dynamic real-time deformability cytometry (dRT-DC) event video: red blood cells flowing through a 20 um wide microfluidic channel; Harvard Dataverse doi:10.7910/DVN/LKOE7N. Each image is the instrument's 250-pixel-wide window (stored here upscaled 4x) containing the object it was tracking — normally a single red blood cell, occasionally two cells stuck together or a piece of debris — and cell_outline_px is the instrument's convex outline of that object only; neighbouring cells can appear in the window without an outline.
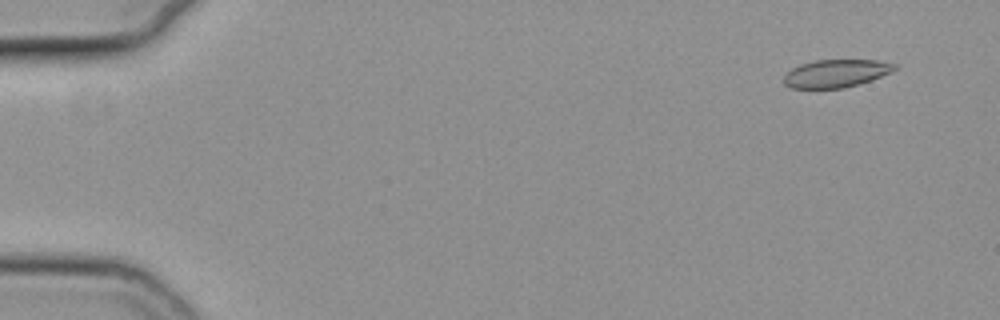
{"species": "common noctule bat (a hibernating species)", "species_latin": "Nyctalus noctula", "temperature_condition": "cold", "stored_images_in_passage": 55, "camera_frame_rate_fps": 3000, "um_per_image_px": 0.085, "animal": {"sex": "female", "body_mass_g": 19.3, "forearm_length_mm": 54.1}, "frame": {"image": 1, "passage_image": 4, "time_ms": 1.0, "image_size_px": [1000, 320], "cell_outline_px": [[896, 68], [892, 72], [872, 80], [844, 88], [792, 88], [784, 84], [784, 76], [792, 68], [800, 64], [816, 60], [876, 60], [896, 64]], "centroid_in_image_um": [71.07, 6.24], "position_along_channel_um": 13.9, "area_um2": 17.92}}
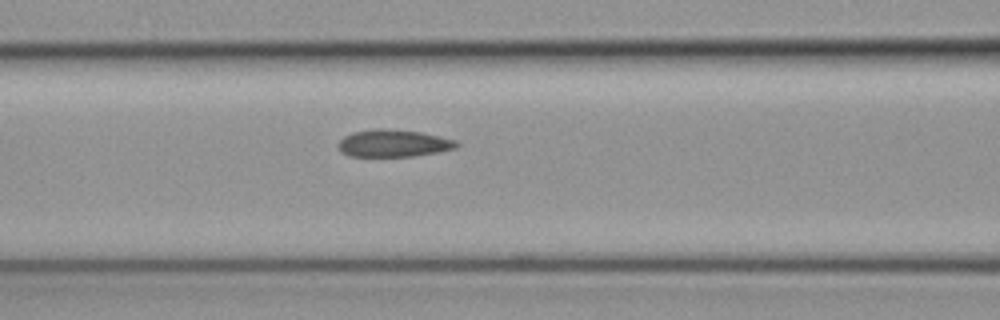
{"frame": {"image": 2, "passage_image": 24, "time_ms": 7.667, "image_size_px": [1000, 320], "cell_outline_px": [[460, 144], [456, 148], [436, 152], [412, 156], [348, 156], [340, 152], [336, 144], [344, 136], [352, 132], [380, 128], [384, 128], [420, 132], [456, 140]], "centroid_in_image_um": [33.39, 12.18], "position_along_channel_um": 133.2, "area_um2": 18.79}}
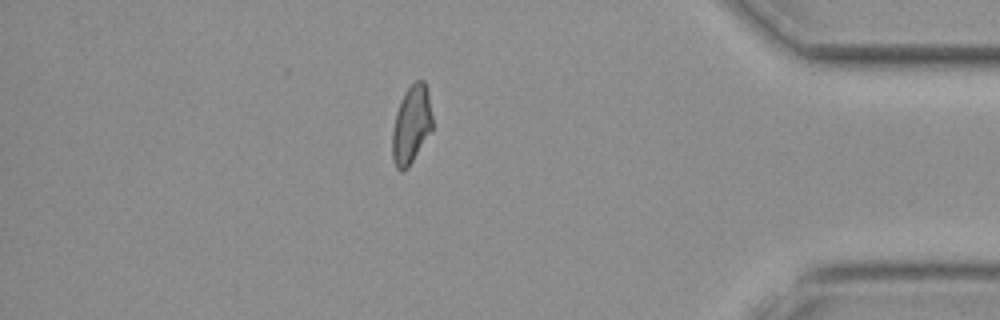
{"frame": {"image": 3, "passage_image": 48, "time_ms": 15.667, "image_size_px": [1000, 320], "cell_outline_px": [[432, 132], [408, 168], [400, 172], [396, 168], [392, 160], [392, 132], [396, 112], [400, 100], [404, 92], [416, 80], [424, 80], [428, 88], [432, 116]], "centroid_in_image_um": [34.97, 10.61], "position_along_channel_um": 400.2, "area_um2": 18.67}, "authors_computed_cell_mechanics": {"area_um2": 19.0162, "velocity_mm_per_s": 3.791, "shape_relaxation_time_tau1_ms": null, "shape_relaxation_time_tau2_ms": 5.586, "deformation_change_tau1": null, "deformation_change_tau2": 0.0752}}